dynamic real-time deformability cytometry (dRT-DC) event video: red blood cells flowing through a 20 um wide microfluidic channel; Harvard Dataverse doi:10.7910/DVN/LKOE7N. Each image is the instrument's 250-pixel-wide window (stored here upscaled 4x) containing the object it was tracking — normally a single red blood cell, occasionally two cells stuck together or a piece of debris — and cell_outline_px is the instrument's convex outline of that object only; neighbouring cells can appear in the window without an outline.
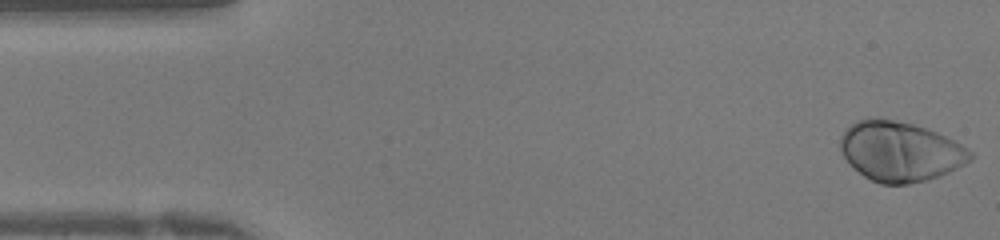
{"species": "human", "species_latin": "Homo sapiens", "temperature_condition": "warm", "stored_images_in_passage": 41, "camera_frame_rate_fps": 3000, "um_per_image_px": 0.085, "donor": {"sex": "female"}, "frame": {"image": 1, "passage_image": 1, "time_ms": 0.0, "image_size_px": [1000, 240], "cell_outline_px": [[972, 156], [964, 164], [940, 176], [928, 180], [908, 184], [880, 184], [864, 176], [844, 156], [840, 148], [840, 136], [856, 120], [868, 116], [876, 116], [912, 124], [936, 132], [968, 148], [972, 152]], "centroid_in_image_um": [76.49, 12.86], "position_along_channel_um": 8.5, "area_um2": 45.03}}
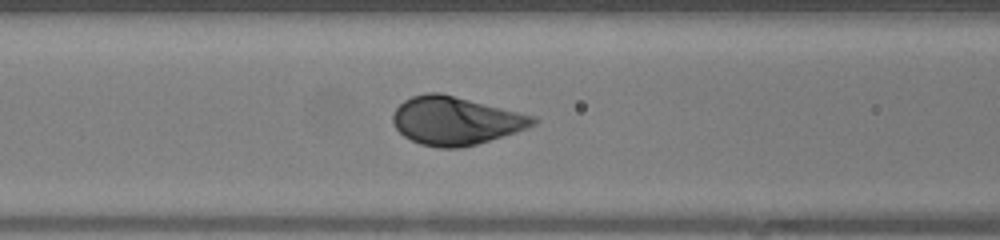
{"frame": {"image": 2, "passage_image": 16, "time_ms": 5.0, "image_size_px": [1000, 240], "cell_outline_px": [[540, 120], [536, 124], [528, 128], [516, 132], [476, 144], [460, 148], [440, 148], [420, 144], [404, 136], [396, 128], [392, 120], [392, 116], [396, 108], [404, 100], [412, 96], [428, 92], [440, 92], [536, 116]], "centroid_in_image_um": [38.74, 10.26], "position_along_channel_um": 127.9, "area_um2": 39.42}}
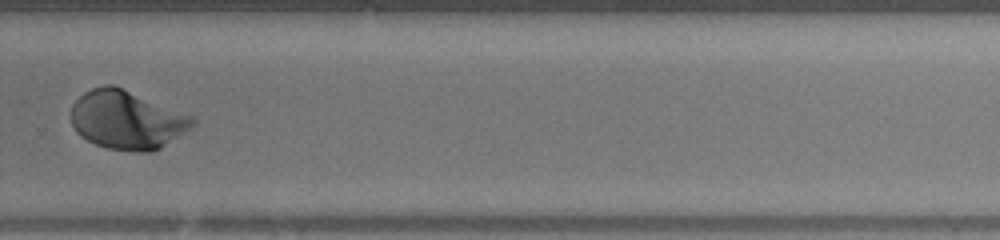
{"frame": {"image": 3, "passage_image": 28, "time_ms": 9.0, "image_size_px": [1000, 240], "cell_outline_px": [[196, 124], [192, 128], [160, 148], [152, 152], [136, 152], [108, 148], [96, 144], [80, 136], [76, 132], [72, 124], [72, 104], [84, 92], [92, 88], [104, 84], [112, 84], [196, 116]], "centroid_in_image_um": [10.83, 10.18], "position_along_channel_um": 319.0, "area_um2": 41.85}}